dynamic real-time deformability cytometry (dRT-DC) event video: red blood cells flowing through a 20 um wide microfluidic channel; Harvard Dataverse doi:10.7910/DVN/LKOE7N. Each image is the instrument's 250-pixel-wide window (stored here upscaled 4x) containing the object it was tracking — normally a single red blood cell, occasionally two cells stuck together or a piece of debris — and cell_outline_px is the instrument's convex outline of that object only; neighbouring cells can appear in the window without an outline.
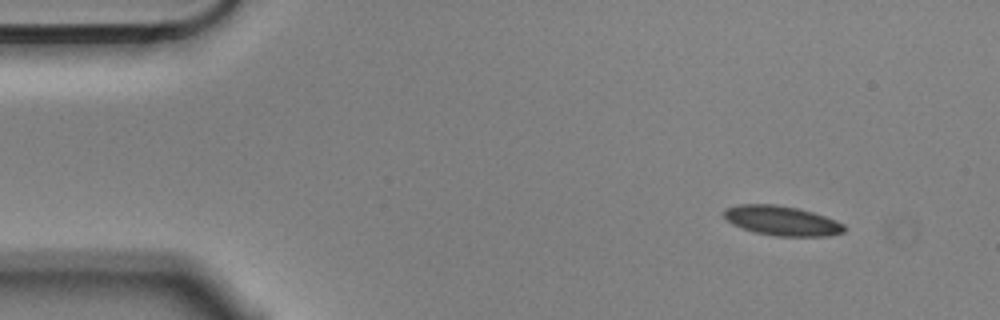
{"species": "Egyptian fruit bat (a non-hibernating species)", "species_latin": "Rousettus aegyptiacus", "temperature_condition": "cold", "stored_images_in_passage": 5, "camera_frame_rate_fps": 3000, "um_per_image_px": 0.085, "animal": {"sex": "male"}, "frame": {"image": 1, "passage_image": 1, "time_ms": 0.0, "image_size_px": [1000, 320], "cell_outline_px": [[844, 232], [828, 236], [776, 236], [752, 232], [732, 224], [724, 216], [724, 212], [728, 208], [740, 204], [776, 204], [796, 208], [812, 212], [836, 220], [844, 224]], "centroid_in_image_um": [66.46, 18.77], "position_along_channel_um": 18.5, "area_um2": 20.63}}
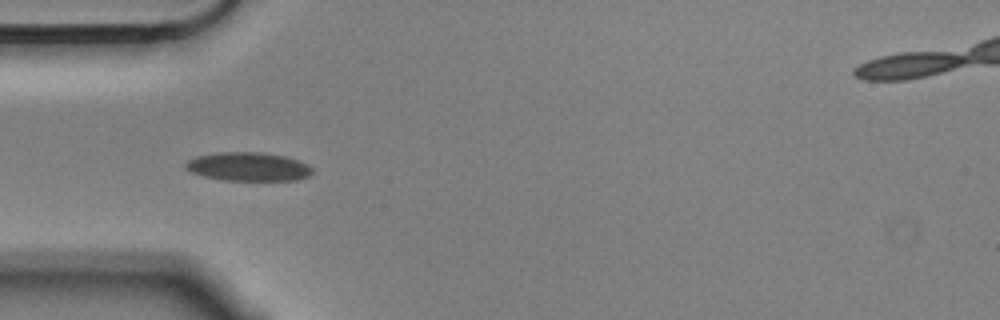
{"frame": {"image": 2, "passage_image": 4, "time_ms": 1.0, "image_size_px": [1000, 320], "cell_outline_px": [[312, 172], [308, 176], [296, 180], [224, 180], [204, 176], [192, 172], [184, 168], [184, 164], [188, 160], [196, 156], [216, 152], [260, 152], [284, 156], [308, 164], [312, 168]], "centroid_in_image_um": [21.07, 14.16], "position_along_channel_um": 63.9, "area_um2": 21.1}}
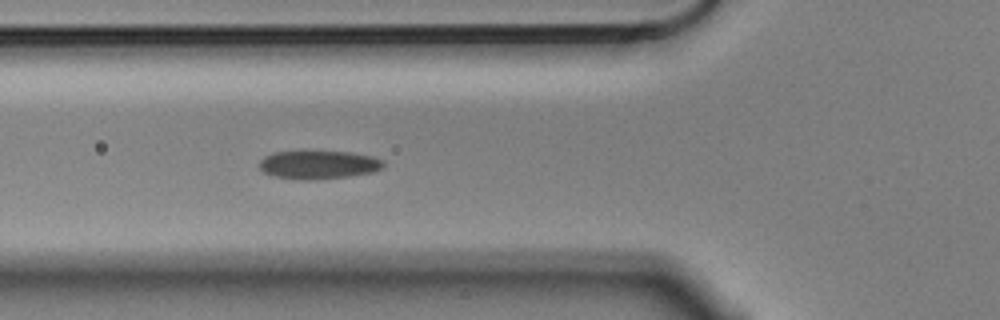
{"frame": {"image": 3, "passage_image": 5, "time_ms": 1.333, "image_size_px": [1000, 320], "cell_outline_px": [[384, 164], [380, 168], [372, 172], [348, 176], [308, 180], [300, 180], [276, 176], [264, 172], [260, 168], [260, 160], [264, 156], [276, 152], [348, 152], [372, 156], [384, 160]], "centroid_in_image_um": [27.07, 14.0], "position_along_channel_um": 98.7, "area_um2": 20.11}}